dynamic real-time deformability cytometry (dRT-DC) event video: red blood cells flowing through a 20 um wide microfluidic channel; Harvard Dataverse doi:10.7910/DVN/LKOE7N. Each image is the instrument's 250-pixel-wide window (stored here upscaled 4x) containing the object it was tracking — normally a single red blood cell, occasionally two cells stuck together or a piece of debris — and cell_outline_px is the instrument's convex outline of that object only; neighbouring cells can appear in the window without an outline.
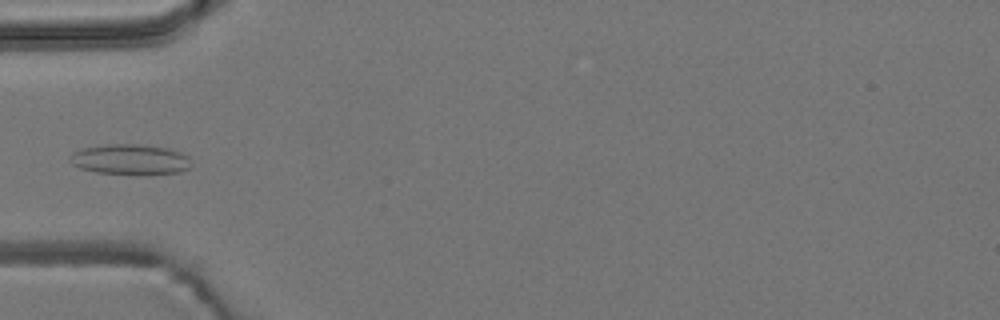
{"species": "common noctule bat (a hibernating species)", "species_latin": "Nyctalus noctula", "temperature_condition": "room temperature", "stored_images_in_passage": 6, "camera_frame_rate_fps": 3000, "um_per_image_px": 0.085, "animal": {"sex": "male", "body_mass_g": 19.2, "forearm_length_mm": 51.8}, "frame": {"image": 1, "passage_image": 6, "time_ms": 5.667, "image_size_px": [1000, 320], "cell_outline_px": [[192, 168], [180, 172], [136, 176], [96, 172], [80, 168], [72, 164], [68, 160], [72, 152], [84, 148], [108, 144], [136, 144], [168, 148], [180, 152], [188, 156]], "centroid_in_image_um": [11.08, 13.58], "position_along_channel_um": 73.9, "area_um2": 21.96}}